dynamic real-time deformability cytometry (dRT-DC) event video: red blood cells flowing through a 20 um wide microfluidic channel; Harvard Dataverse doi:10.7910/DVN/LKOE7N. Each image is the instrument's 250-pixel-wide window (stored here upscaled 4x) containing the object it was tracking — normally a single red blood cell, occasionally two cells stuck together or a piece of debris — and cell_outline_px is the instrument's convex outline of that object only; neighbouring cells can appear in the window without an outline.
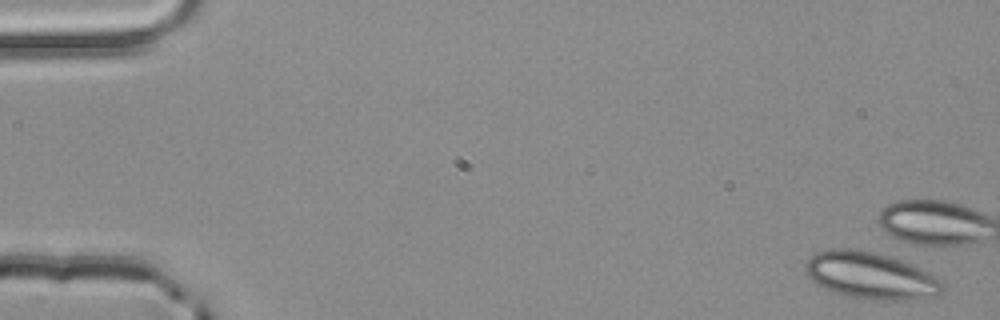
{"species": "common noctule bat (a hibernating species)", "species_latin": "Nyctalus noctula", "temperature_condition": "room temperature", "stored_images_in_passage": 4, "camera_frame_rate_fps": 3000, "um_per_image_px": 0.085, "animal": {"sex": "male", "body_mass_g": 20.4}, "frame": {"image": 1, "passage_image": 1, "time_ms": 0.0, "image_size_px": [1000, 320], "cell_outline_px": [[944, 288], [936, 296], [904, 300], [872, 300], [848, 296], [832, 292], [816, 284], [808, 276], [804, 268], [808, 260], [816, 252], [832, 248], [848, 248], [876, 252], [912, 264], [940, 276], [944, 280]], "centroid_in_image_um": [74.05, 23.43], "position_along_channel_um": 11.0, "area_um2": 37.8}}